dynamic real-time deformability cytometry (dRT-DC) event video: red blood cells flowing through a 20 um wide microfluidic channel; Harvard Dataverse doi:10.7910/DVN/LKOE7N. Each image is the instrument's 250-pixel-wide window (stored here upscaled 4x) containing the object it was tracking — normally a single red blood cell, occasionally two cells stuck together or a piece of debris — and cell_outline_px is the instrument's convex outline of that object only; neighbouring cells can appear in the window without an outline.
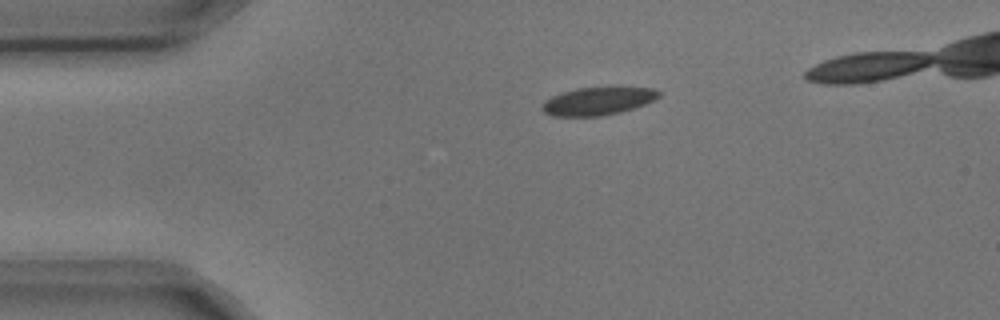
{"species": "common noctule bat (a hibernating species)", "species_latin": "Nyctalus noctula", "temperature_condition": "cold", "stored_images_in_passage": 3, "camera_frame_rate_fps": 3000, "um_per_image_px": 0.085, "animal": {"sex": "male", "body_mass_g": 17.9, "forearm_length_mm": 54.2}, "frame": {"image": 1, "passage_image": 1, "time_ms": 0.0, "image_size_px": [1000, 320], "cell_outline_px": [[664, 92], [660, 96], [644, 104], [620, 112], [600, 116], [552, 116], [544, 112], [544, 100], [552, 96], [576, 88], [656, 88]], "centroid_in_image_um": [50.85, 8.59], "position_along_channel_um": 34.2, "area_um2": 18.61}}